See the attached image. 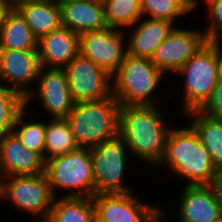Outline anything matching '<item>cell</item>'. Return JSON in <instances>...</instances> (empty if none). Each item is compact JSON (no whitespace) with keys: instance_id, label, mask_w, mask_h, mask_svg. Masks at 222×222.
<instances>
[{"instance_id":"6da1fadb","label":"cell","mask_w":222,"mask_h":222,"mask_svg":"<svg viewBox=\"0 0 222 222\" xmlns=\"http://www.w3.org/2000/svg\"><path fill=\"white\" fill-rule=\"evenodd\" d=\"M160 107L124 105L120 109L119 136L132 157L154 168H158L163 158L166 139L172 128Z\"/></svg>"},{"instance_id":"7a4b0ae2","label":"cell","mask_w":222,"mask_h":222,"mask_svg":"<svg viewBox=\"0 0 222 222\" xmlns=\"http://www.w3.org/2000/svg\"><path fill=\"white\" fill-rule=\"evenodd\" d=\"M160 165L168 166L173 176L186 178L188 186L211 185L220 173L190 125L170 129Z\"/></svg>"},{"instance_id":"3957f363","label":"cell","mask_w":222,"mask_h":222,"mask_svg":"<svg viewBox=\"0 0 222 222\" xmlns=\"http://www.w3.org/2000/svg\"><path fill=\"white\" fill-rule=\"evenodd\" d=\"M121 104L113 94L98 101L76 102L65 117L80 148H92L119 136Z\"/></svg>"},{"instance_id":"277c9868","label":"cell","mask_w":222,"mask_h":222,"mask_svg":"<svg viewBox=\"0 0 222 222\" xmlns=\"http://www.w3.org/2000/svg\"><path fill=\"white\" fill-rule=\"evenodd\" d=\"M165 74L149 58L125 55L112 75V94L124 105L157 106L154 94Z\"/></svg>"},{"instance_id":"5b68a950","label":"cell","mask_w":222,"mask_h":222,"mask_svg":"<svg viewBox=\"0 0 222 222\" xmlns=\"http://www.w3.org/2000/svg\"><path fill=\"white\" fill-rule=\"evenodd\" d=\"M45 173L55 197L57 190L67 191L61 197H93L94 178L90 148H78L70 153L46 160ZM57 189V190H56Z\"/></svg>"},{"instance_id":"8992f818","label":"cell","mask_w":222,"mask_h":222,"mask_svg":"<svg viewBox=\"0 0 222 222\" xmlns=\"http://www.w3.org/2000/svg\"><path fill=\"white\" fill-rule=\"evenodd\" d=\"M184 78V115L200 110L212 95L219 81L216 39L208 42L176 73Z\"/></svg>"},{"instance_id":"52a82bcc","label":"cell","mask_w":222,"mask_h":222,"mask_svg":"<svg viewBox=\"0 0 222 222\" xmlns=\"http://www.w3.org/2000/svg\"><path fill=\"white\" fill-rule=\"evenodd\" d=\"M55 198L46 173L0 178V200L10 201L16 209L30 214V219L47 221Z\"/></svg>"},{"instance_id":"ba28073f","label":"cell","mask_w":222,"mask_h":222,"mask_svg":"<svg viewBox=\"0 0 222 222\" xmlns=\"http://www.w3.org/2000/svg\"><path fill=\"white\" fill-rule=\"evenodd\" d=\"M90 152L94 194L133 192V189L126 186L124 182L130 151L120 136L90 148Z\"/></svg>"},{"instance_id":"9c48e42d","label":"cell","mask_w":222,"mask_h":222,"mask_svg":"<svg viewBox=\"0 0 222 222\" xmlns=\"http://www.w3.org/2000/svg\"><path fill=\"white\" fill-rule=\"evenodd\" d=\"M92 202L95 222H162L166 215V209L139 199L133 192L94 194Z\"/></svg>"},{"instance_id":"30bf717a","label":"cell","mask_w":222,"mask_h":222,"mask_svg":"<svg viewBox=\"0 0 222 222\" xmlns=\"http://www.w3.org/2000/svg\"><path fill=\"white\" fill-rule=\"evenodd\" d=\"M73 101H98L112 95V76L80 53L64 68Z\"/></svg>"},{"instance_id":"8fae6325","label":"cell","mask_w":222,"mask_h":222,"mask_svg":"<svg viewBox=\"0 0 222 222\" xmlns=\"http://www.w3.org/2000/svg\"><path fill=\"white\" fill-rule=\"evenodd\" d=\"M124 29L107 27L79 35V53L107 71L111 76L127 54ZM125 44V45H124Z\"/></svg>"},{"instance_id":"7c38bea8","label":"cell","mask_w":222,"mask_h":222,"mask_svg":"<svg viewBox=\"0 0 222 222\" xmlns=\"http://www.w3.org/2000/svg\"><path fill=\"white\" fill-rule=\"evenodd\" d=\"M194 29L175 26L156 48L151 61L165 75L177 73L208 42L203 31Z\"/></svg>"},{"instance_id":"4fadbf2b","label":"cell","mask_w":222,"mask_h":222,"mask_svg":"<svg viewBox=\"0 0 222 222\" xmlns=\"http://www.w3.org/2000/svg\"><path fill=\"white\" fill-rule=\"evenodd\" d=\"M36 84V89L26 97V108H29L28 105L32 103L33 98L39 97L49 118H65L75 104L65 70L41 66Z\"/></svg>"},{"instance_id":"5bb4252c","label":"cell","mask_w":222,"mask_h":222,"mask_svg":"<svg viewBox=\"0 0 222 222\" xmlns=\"http://www.w3.org/2000/svg\"><path fill=\"white\" fill-rule=\"evenodd\" d=\"M40 68L38 50L0 49V84L25 98L35 89L32 84L37 81Z\"/></svg>"},{"instance_id":"9a60e30c","label":"cell","mask_w":222,"mask_h":222,"mask_svg":"<svg viewBox=\"0 0 222 222\" xmlns=\"http://www.w3.org/2000/svg\"><path fill=\"white\" fill-rule=\"evenodd\" d=\"M45 164L44 158L26 149L13 132L0 138V178L42 174Z\"/></svg>"},{"instance_id":"2e32d148","label":"cell","mask_w":222,"mask_h":222,"mask_svg":"<svg viewBox=\"0 0 222 222\" xmlns=\"http://www.w3.org/2000/svg\"><path fill=\"white\" fill-rule=\"evenodd\" d=\"M177 201L179 222H221L222 216L211 185H185Z\"/></svg>"},{"instance_id":"e0dca14e","label":"cell","mask_w":222,"mask_h":222,"mask_svg":"<svg viewBox=\"0 0 222 222\" xmlns=\"http://www.w3.org/2000/svg\"><path fill=\"white\" fill-rule=\"evenodd\" d=\"M40 65L64 69L79 54V35L60 26L38 40Z\"/></svg>"},{"instance_id":"ac0fdd59","label":"cell","mask_w":222,"mask_h":222,"mask_svg":"<svg viewBox=\"0 0 222 222\" xmlns=\"http://www.w3.org/2000/svg\"><path fill=\"white\" fill-rule=\"evenodd\" d=\"M144 18V19H143ZM142 19V20H141ZM171 21L150 17H141L129 30L126 39L127 53L135 57L151 59L156 48L167 38L176 25ZM134 27V28H133ZM133 28V30H132Z\"/></svg>"},{"instance_id":"d6986e66","label":"cell","mask_w":222,"mask_h":222,"mask_svg":"<svg viewBox=\"0 0 222 222\" xmlns=\"http://www.w3.org/2000/svg\"><path fill=\"white\" fill-rule=\"evenodd\" d=\"M61 25L78 35L108 27L102 0H85L59 4Z\"/></svg>"},{"instance_id":"ffe728a7","label":"cell","mask_w":222,"mask_h":222,"mask_svg":"<svg viewBox=\"0 0 222 222\" xmlns=\"http://www.w3.org/2000/svg\"><path fill=\"white\" fill-rule=\"evenodd\" d=\"M39 40L61 26V8L56 0H37L16 9Z\"/></svg>"},{"instance_id":"44dd1931","label":"cell","mask_w":222,"mask_h":222,"mask_svg":"<svg viewBox=\"0 0 222 222\" xmlns=\"http://www.w3.org/2000/svg\"><path fill=\"white\" fill-rule=\"evenodd\" d=\"M186 114L194 118L189 125L209 152L215 167L222 172V120L207 116L199 110Z\"/></svg>"},{"instance_id":"7402d4cb","label":"cell","mask_w":222,"mask_h":222,"mask_svg":"<svg viewBox=\"0 0 222 222\" xmlns=\"http://www.w3.org/2000/svg\"><path fill=\"white\" fill-rule=\"evenodd\" d=\"M38 40L16 9L0 25V49L37 50Z\"/></svg>"},{"instance_id":"603a6c76","label":"cell","mask_w":222,"mask_h":222,"mask_svg":"<svg viewBox=\"0 0 222 222\" xmlns=\"http://www.w3.org/2000/svg\"><path fill=\"white\" fill-rule=\"evenodd\" d=\"M46 222H95L92 197H56Z\"/></svg>"},{"instance_id":"cb8c5ba5","label":"cell","mask_w":222,"mask_h":222,"mask_svg":"<svg viewBox=\"0 0 222 222\" xmlns=\"http://www.w3.org/2000/svg\"><path fill=\"white\" fill-rule=\"evenodd\" d=\"M49 119L46 121L45 161L79 148L66 118Z\"/></svg>"},{"instance_id":"d4e9b609","label":"cell","mask_w":222,"mask_h":222,"mask_svg":"<svg viewBox=\"0 0 222 222\" xmlns=\"http://www.w3.org/2000/svg\"><path fill=\"white\" fill-rule=\"evenodd\" d=\"M108 27L129 29L142 17L141 0H102Z\"/></svg>"},{"instance_id":"484cf974","label":"cell","mask_w":222,"mask_h":222,"mask_svg":"<svg viewBox=\"0 0 222 222\" xmlns=\"http://www.w3.org/2000/svg\"><path fill=\"white\" fill-rule=\"evenodd\" d=\"M25 108L17 117L13 133L17 136L20 142L28 150L39 153L43 158L45 154V139H46V121H36L28 117Z\"/></svg>"},{"instance_id":"4316f807","label":"cell","mask_w":222,"mask_h":222,"mask_svg":"<svg viewBox=\"0 0 222 222\" xmlns=\"http://www.w3.org/2000/svg\"><path fill=\"white\" fill-rule=\"evenodd\" d=\"M198 0H141L143 17L164 19L175 23V18L189 15L199 7Z\"/></svg>"},{"instance_id":"83f0119b","label":"cell","mask_w":222,"mask_h":222,"mask_svg":"<svg viewBox=\"0 0 222 222\" xmlns=\"http://www.w3.org/2000/svg\"><path fill=\"white\" fill-rule=\"evenodd\" d=\"M26 108V98L0 84V138L13 131L18 115Z\"/></svg>"},{"instance_id":"f1b7e54d","label":"cell","mask_w":222,"mask_h":222,"mask_svg":"<svg viewBox=\"0 0 222 222\" xmlns=\"http://www.w3.org/2000/svg\"><path fill=\"white\" fill-rule=\"evenodd\" d=\"M209 23L204 31L208 40L221 39L222 35V0H212L206 4Z\"/></svg>"},{"instance_id":"f546056e","label":"cell","mask_w":222,"mask_h":222,"mask_svg":"<svg viewBox=\"0 0 222 222\" xmlns=\"http://www.w3.org/2000/svg\"><path fill=\"white\" fill-rule=\"evenodd\" d=\"M199 111L207 116L222 120V79H219L211 97Z\"/></svg>"},{"instance_id":"4dcf8cb0","label":"cell","mask_w":222,"mask_h":222,"mask_svg":"<svg viewBox=\"0 0 222 222\" xmlns=\"http://www.w3.org/2000/svg\"><path fill=\"white\" fill-rule=\"evenodd\" d=\"M211 186L215 191L222 216V172L219 173L217 179L211 184Z\"/></svg>"},{"instance_id":"1f68e13d","label":"cell","mask_w":222,"mask_h":222,"mask_svg":"<svg viewBox=\"0 0 222 222\" xmlns=\"http://www.w3.org/2000/svg\"><path fill=\"white\" fill-rule=\"evenodd\" d=\"M220 39H216V59L218 63L219 78L222 79V48Z\"/></svg>"},{"instance_id":"d6a6232c","label":"cell","mask_w":222,"mask_h":222,"mask_svg":"<svg viewBox=\"0 0 222 222\" xmlns=\"http://www.w3.org/2000/svg\"><path fill=\"white\" fill-rule=\"evenodd\" d=\"M10 9H17L20 5L37 0H4Z\"/></svg>"},{"instance_id":"836d02e7","label":"cell","mask_w":222,"mask_h":222,"mask_svg":"<svg viewBox=\"0 0 222 222\" xmlns=\"http://www.w3.org/2000/svg\"><path fill=\"white\" fill-rule=\"evenodd\" d=\"M11 9L7 5V3L4 0H0V25L4 21L6 14L10 11Z\"/></svg>"},{"instance_id":"e575fe53","label":"cell","mask_w":222,"mask_h":222,"mask_svg":"<svg viewBox=\"0 0 222 222\" xmlns=\"http://www.w3.org/2000/svg\"><path fill=\"white\" fill-rule=\"evenodd\" d=\"M58 4H65L70 2H79V1H85V0H56Z\"/></svg>"},{"instance_id":"d590c367","label":"cell","mask_w":222,"mask_h":222,"mask_svg":"<svg viewBox=\"0 0 222 222\" xmlns=\"http://www.w3.org/2000/svg\"><path fill=\"white\" fill-rule=\"evenodd\" d=\"M210 1H212V0H203V1H202V2H203L202 4H203V5H204V4L206 5V4L209 3Z\"/></svg>"}]
</instances>
